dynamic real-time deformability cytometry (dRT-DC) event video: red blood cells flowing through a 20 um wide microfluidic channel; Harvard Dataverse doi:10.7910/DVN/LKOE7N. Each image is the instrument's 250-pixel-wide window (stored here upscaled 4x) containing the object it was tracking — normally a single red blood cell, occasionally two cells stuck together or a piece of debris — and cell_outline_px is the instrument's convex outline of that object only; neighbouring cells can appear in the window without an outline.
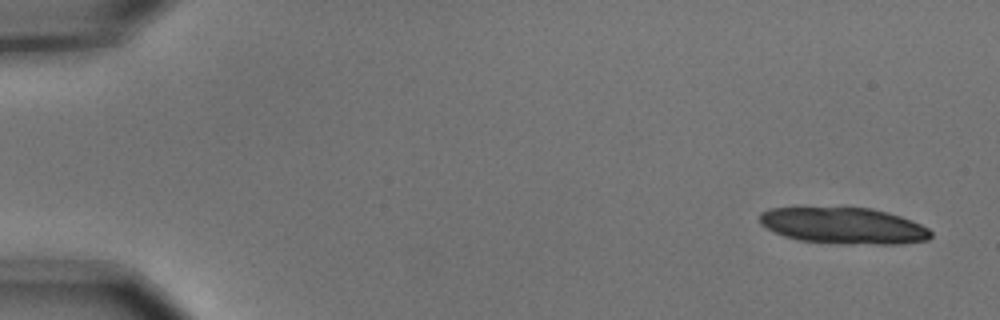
{"species": "common noctule bat (a hibernating species)", "species_latin": "Nyctalus noctula", "temperature_condition": "cold", "stored_images_in_passage": 4, "camera_frame_rate_fps": 3000, "um_per_image_px": 0.085, "animal": {"sex": "male", "body_mass_g": 15.6}, "frame": {"image": 1, "passage_image": 1, "time_ms": 0.0, "image_size_px": [1000, 320], "cell_outline_px": [[932, 236], [928, 240], [904, 244], [848, 244], [800, 240], [784, 236], [760, 224], [760, 212], [768, 208], [872, 208], [900, 216], [912, 220], [928, 228], [932, 232]], "centroid_in_image_um": [71.75, 19.19], "position_along_channel_um": 13.3, "area_um2": 36.13}}